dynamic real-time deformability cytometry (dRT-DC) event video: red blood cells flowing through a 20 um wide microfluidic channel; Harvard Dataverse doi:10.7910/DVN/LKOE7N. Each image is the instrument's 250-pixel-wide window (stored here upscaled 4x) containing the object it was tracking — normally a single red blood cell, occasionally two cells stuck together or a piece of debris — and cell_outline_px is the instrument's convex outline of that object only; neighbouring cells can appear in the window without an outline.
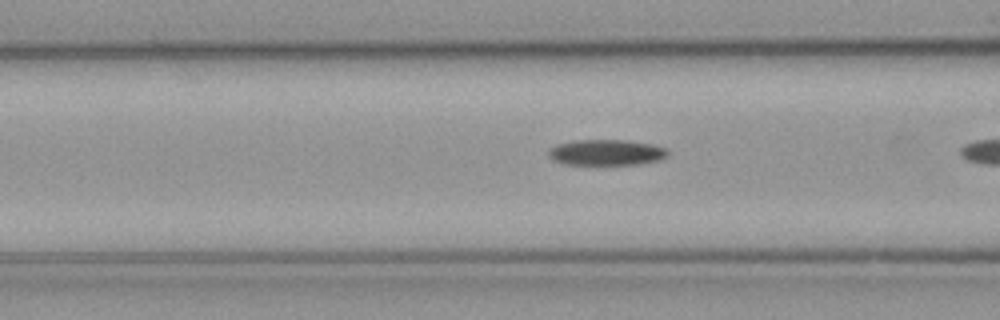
{"species": "common noctule bat (a hibernating species)", "species_latin": "Nyctalus noctula", "temperature_condition": "cold", "stored_images_in_passage": 7, "camera_frame_rate_fps": 3000, "um_per_image_px": 0.085, "animal": {"sex": "male", "body_mass_g": 23.1, "forearm_length_mm": 52.7}, "frame": {"image": 1, "passage_image": 6, "time_ms": 1.667, "image_size_px": [1000, 320], "cell_outline_px": [[668, 156], [660, 160], [636, 164], [568, 164], [556, 160], [548, 156], [548, 152], [552, 148], [560, 144], [576, 140], [628, 140], [652, 144], [668, 148]], "centroid_in_image_um": [51.63, 12.95], "position_along_channel_um": 115.0, "area_um2": 17.69}}